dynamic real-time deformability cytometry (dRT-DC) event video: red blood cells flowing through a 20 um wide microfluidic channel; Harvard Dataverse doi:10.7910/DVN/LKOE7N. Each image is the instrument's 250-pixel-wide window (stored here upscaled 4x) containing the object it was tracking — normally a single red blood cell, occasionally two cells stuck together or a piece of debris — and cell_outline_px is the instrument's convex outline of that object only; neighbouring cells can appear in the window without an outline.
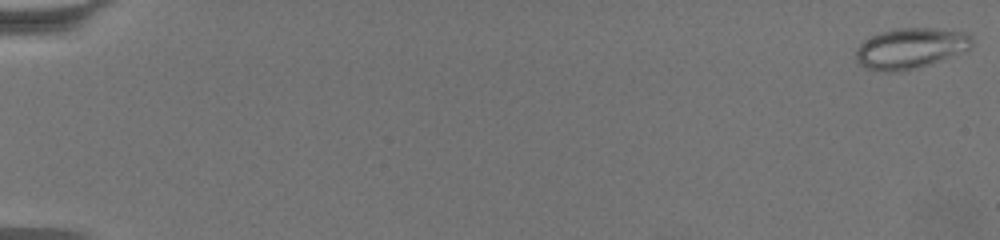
{"species": "common noctule bat (a hibernating species)", "species_latin": "Nyctalus noctula", "temperature_condition": "warm", "stored_images_in_passage": 64, "camera_frame_rate_fps": 3000, "um_per_image_px": 0.085, "animal": {"sex": "female", "body_mass_g": 19.5, "forearm_length_mm": 54.1}, "frame": {"image": 1, "passage_image": 1, "time_ms": 0.0, "image_size_px": [1000, 240], "cell_outline_px": [[972, 44], [968, 52], [912, 68], [892, 72], [884, 72], [864, 68], [856, 60], [856, 48], [864, 40], [880, 32], [900, 28], [936, 28], [968, 32], [972, 36]], "centroid_in_image_um": [77.42, 4.09], "position_along_channel_um": 7.6, "area_um2": 27.51}}
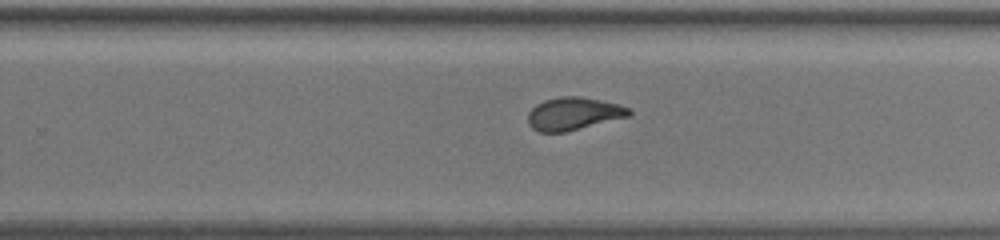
{"frame": {"image": 2, "passage_image": 43, "time_ms": 14.0, "image_size_px": [1000, 240], "cell_outline_px": [[632, 112], [628, 116], [564, 132], [540, 132], [532, 128], [528, 124], [528, 112], [536, 104], [544, 100], [560, 96], [580, 96], [600, 100], [632, 108]], "centroid_in_image_um": [48.72, 9.65], "position_along_channel_um": 281.1, "area_um2": 19.13}}
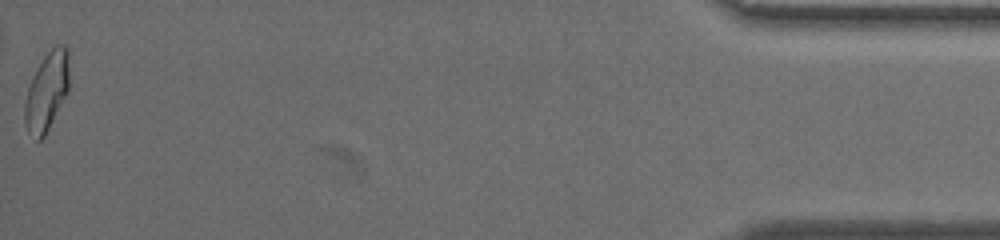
{"frame": {"image": 3, "passage_image": 64, "time_ms": 21.0, "image_size_px": [1000, 240], "cell_outline_px": [[68, 92], [44, 136], [40, 140], [36, 140], [28, 132], [24, 124], [24, 104], [28, 88], [32, 76], [44, 56], [56, 44], [64, 44], [68, 48]], "centroid_in_image_um": [3.96, 7.77], "position_along_channel_um": 431.2, "area_um2": 20.29}, "authors_computed_cell_mechanics": {"area_um2": 20.1433, "velocity_mm_per_s": 3.3769, "shape_relaxation_time_tau1_ms": 9.9776, "shape_relaxation_time_tau2_ms": 1.2731, "deformation_change_tau1": 0.2313, "deformation_change_tau2": 0.0777}}